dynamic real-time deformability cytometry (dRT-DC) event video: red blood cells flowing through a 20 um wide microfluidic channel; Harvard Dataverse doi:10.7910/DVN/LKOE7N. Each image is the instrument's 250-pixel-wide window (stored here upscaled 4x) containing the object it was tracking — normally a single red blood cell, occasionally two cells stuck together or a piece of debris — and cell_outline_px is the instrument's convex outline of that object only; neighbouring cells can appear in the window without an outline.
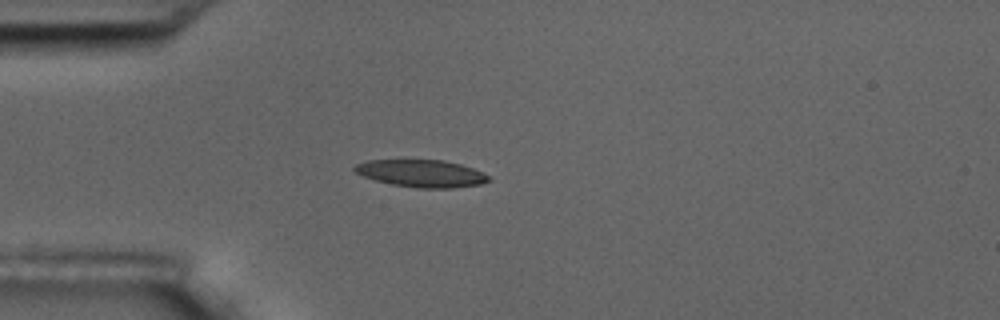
{"species": "common noctule bat (a hibernating species)", "species_latin": "Nyctalus noctula", "temperature_condition": "room temperature", "stored_images_in_passage": 11, "camera_frame_rate_fps": 3000, "um_per_image_px": 0.085, "animal": {"sex": "male", "body_mass_g": 17.5, "forearm_length_mm": 52.3}, "frame": {"image": 1, "passage_image": 4, "time_ms": 4.333, "image_size_px": [1000, 320], "cell_outline_px": [[492, 180], [480, 184], [452, 188], [420, 188], [392, 184], [376, 180], [364, 176], [356, 172], [352, 168], [356, 164], [368, 160], [444, 160], [460, 164], [484, 172]], "centroid_in_image_um": [35.85, 14.74], "position_along_channel_um": 49.2, "area_um2": 21.21}}
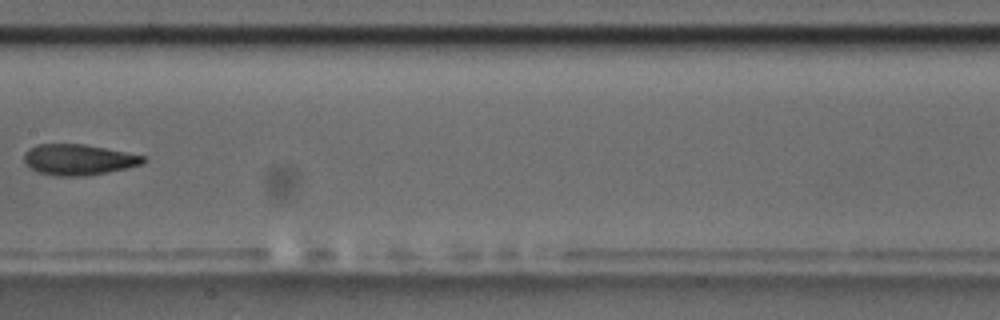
{"frame": {"image": 2, "passage_image": 8, "time_ms": 9.0, "image_size_px": [1000, 320], "cell_outline_px": [[148, 160], [140, 164], [128, 168], [84, 176], [56, 176], [40, 172], [24, 164], [24, 152], [36, 144], [84, 144], [144, 156]], "centroid_in_image_um": [6.64, 13.57], "position_along_channel_um": 200.8, "area_um2": 21.21}}
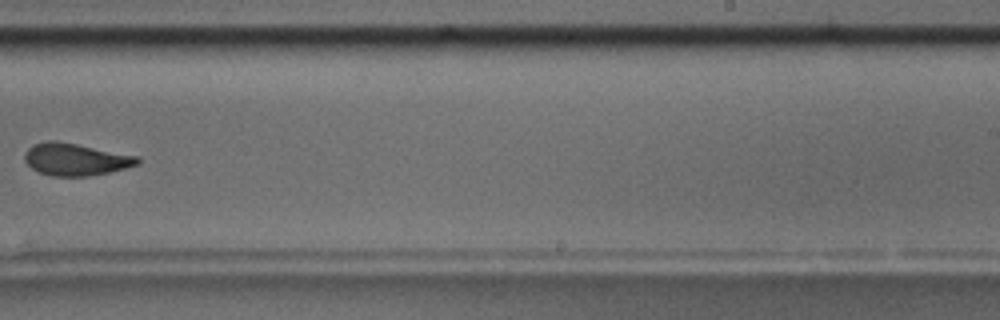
{"frame": {"image": 3, "passage_image": 10, "time_ms": 11.333, "image_size_px": [1000, 320], "cell_outline_px": [[140, 164], [108, 172], [88, 176], [52, 176], [36, 172], [24, 160], [24, 152], [32, 144], [48, 140], [56, 140], [136, 156], [140, 160]], "centroid_in_image_um": [6.36, 13.55], "position_along_channel_um": 282.6, "area_um2": 21.1}}